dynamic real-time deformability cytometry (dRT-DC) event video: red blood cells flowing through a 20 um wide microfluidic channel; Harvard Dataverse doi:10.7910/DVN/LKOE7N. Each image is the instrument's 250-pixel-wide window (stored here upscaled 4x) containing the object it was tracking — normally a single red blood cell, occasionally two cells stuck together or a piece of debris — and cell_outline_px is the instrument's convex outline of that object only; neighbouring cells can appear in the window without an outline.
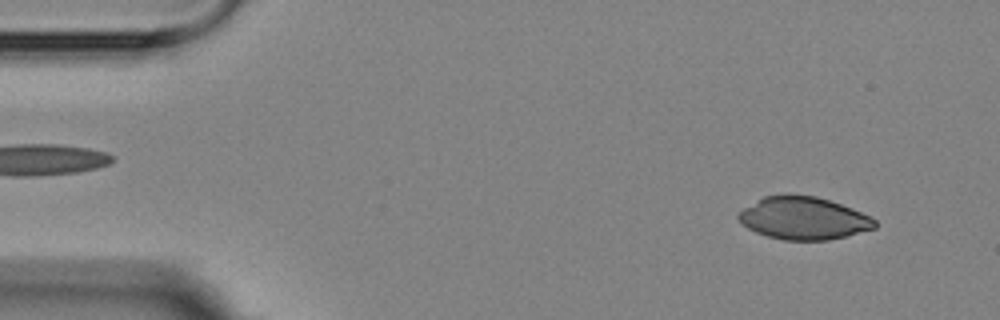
{"species": "Egyptian fruit bat (a non-hibernating species)", "species_latin": "Rousettus aegyptiacus", "temperature_condition": "room temperature", "stored_images_in_passage": 4, "camera_frame_rate_fps": 3000, "um_per_image_px": 0.085, "animal": {"sex": "female"}, "frame": {"image": 1, "passage_image": 1, "time_ms": 0.0, "image_size_px": [1000, 320], "cell_outline_px": [[876, 228], [828, 240], [784, 240], [768, 236], [756, 232], [748, 228], [736, 216], [744, 208], [764, 196], [784, 192], [788, 192], [816, 196], [852, 208], [872, 216], [876, 220]], "centroid_in_image_um": [68.31, 18.52], "position_along_channel_um": 16.7, "area_um2": 34.04}}